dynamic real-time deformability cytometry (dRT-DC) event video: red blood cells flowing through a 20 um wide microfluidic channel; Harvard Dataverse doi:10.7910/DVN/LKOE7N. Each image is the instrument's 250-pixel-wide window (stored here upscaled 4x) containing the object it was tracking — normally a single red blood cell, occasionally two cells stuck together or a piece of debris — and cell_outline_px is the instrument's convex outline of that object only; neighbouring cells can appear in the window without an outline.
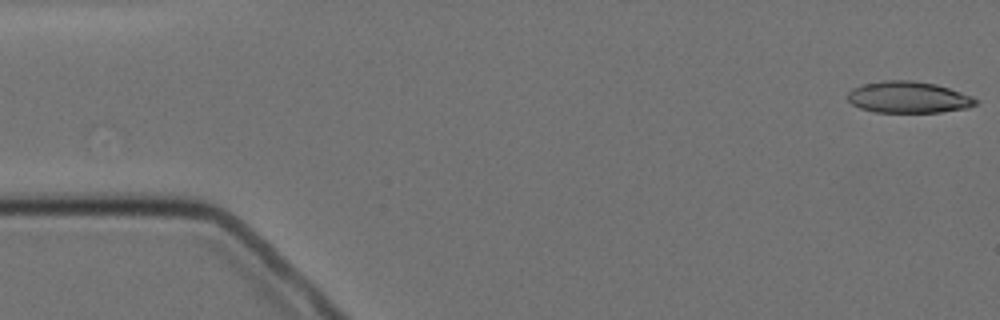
{"species": "Egyptian fruit bat (a non-hibernating species)", "species_latin": "Rousettus aegyptiacus", "temperature_condition": "cold", "stored_images_in_passage": 5, "camera_frame_rate_fps": 3000, "um_per_image_px": 0.085, "animal": {"sex": "female"}, "frame": {"image": 1, "passage_image": 1, "time_ms": 0.0, "image_size_px": [1000, 320], "cell_outline_px": [[980, 100], [976, 104], [968, 108], [940, 112], [876, 112], [860, 108], [852, 104], [848, 100], [848, 92], [852, 88], [864, 84], [884, 80], [912, 80], [936, 84], [972, 96]], "centroid_in_image_um": [77.22, 8.26], "position_along_channel_um": 7.8, "area_um2": 23.52}}
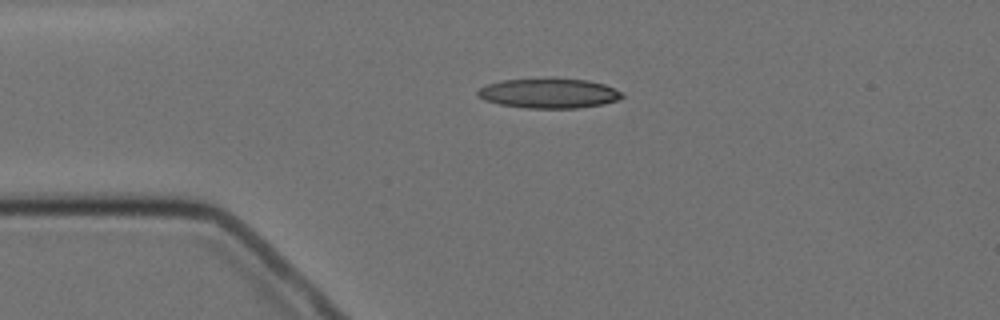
{"frame": {"image": 2, "passage_image": 4, "time_ms": 3.667, "image_size_px": [1000, 320], "cell_outline_px": [[624, 96], [616, 100], [604, 104], [576, 108], [524, 108], [500, 104], [484, 100], [476, 96], [476, 92], [480, 88], [488, 84], [500, 80], [544, 76], [548, 76], [588, 80], [604, 84], [624, 92]], "centroid_in_image_um": [46.64, 7.89], "position_along_channel_um": 38.4, "area_um2": 25.95}}